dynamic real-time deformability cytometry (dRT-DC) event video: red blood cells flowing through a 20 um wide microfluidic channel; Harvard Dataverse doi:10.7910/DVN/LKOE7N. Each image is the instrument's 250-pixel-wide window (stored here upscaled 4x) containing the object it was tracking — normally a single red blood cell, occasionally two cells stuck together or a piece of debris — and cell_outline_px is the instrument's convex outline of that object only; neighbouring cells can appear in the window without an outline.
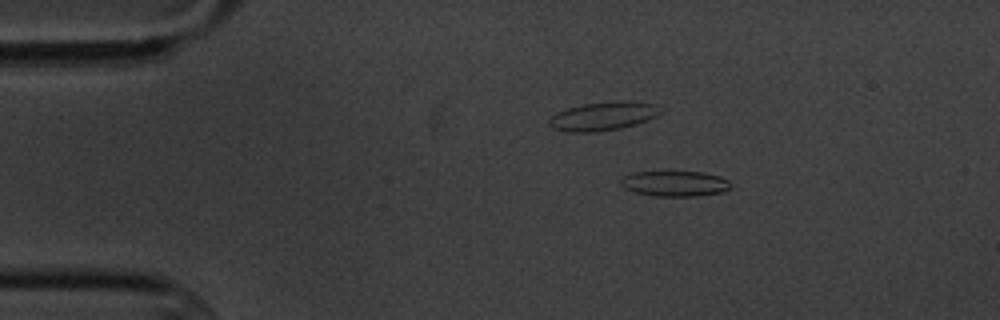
{"species": "common noctule bat (a hibernating species)", "species_latin": "Nyctalus noctula", "temperature_condition": "cold", "stored_images_in_passage": 3, "camera_frame_rate_fps": 3000, "um_per_image_px": 0.085, "animal": {"sex": "male", "body_mass_g": 20.1, "forearm_length_mm": 53.5}, "frame": {"image": 1, "passage_image": 1, "time_ms": 0.0, "image_size_px": [1000, 320], "cell_outline_px": [[728, 188], [724, 192], [696, 196], [656, 196], [636, 192], [624, 188], [620, 184], [620, 176], [636, 172], [704, 172], [720, 176], [728, 180]], "centroid_in_image_um": [57.32, 15.6], "position_along_channel_um": 27.7, "area_um2": 16.24}}